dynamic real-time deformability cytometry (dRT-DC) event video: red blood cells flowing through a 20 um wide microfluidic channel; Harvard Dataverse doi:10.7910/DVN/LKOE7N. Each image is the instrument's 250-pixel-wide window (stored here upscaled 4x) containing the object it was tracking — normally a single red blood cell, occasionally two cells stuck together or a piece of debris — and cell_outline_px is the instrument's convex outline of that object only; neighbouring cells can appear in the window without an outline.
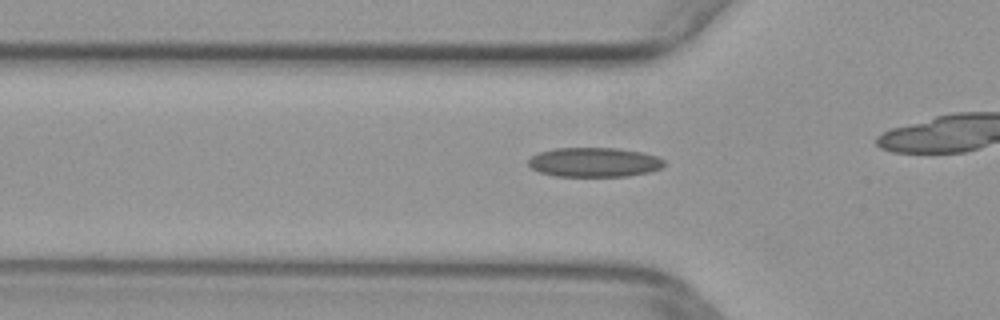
{"species": "common noctule bat (a hibernating species)", "species_latin": "Nyctalus noctula", "temperature_condition": "warm", "stored_images_in_passage": 26, "camera_frame_rate_fps": 3000, "um_per_image_px": 0.085, "animal": {"sex": "female", "body_mass_g": 29.2, "forearm_length_mm": 56.3}, "frame": {"image": 1, "passage_image": 3, "time_ms": 0.667, "image_size_px": [1000, 320], "cell_outline_px": [[664, 164], [660, 168], [648, 172], [628, 176], [556, 176], [540, 172], [532, 168], [528, 164], [528, 160], [532, 156], [540, 152], [556, 148], [620, 148], [640, 152], [656, 156], [664, 160]], "centroid_in_image_um": [50.5, 13.79], "position_along_channel_um": 75.3, "area_um2": 23.12}}
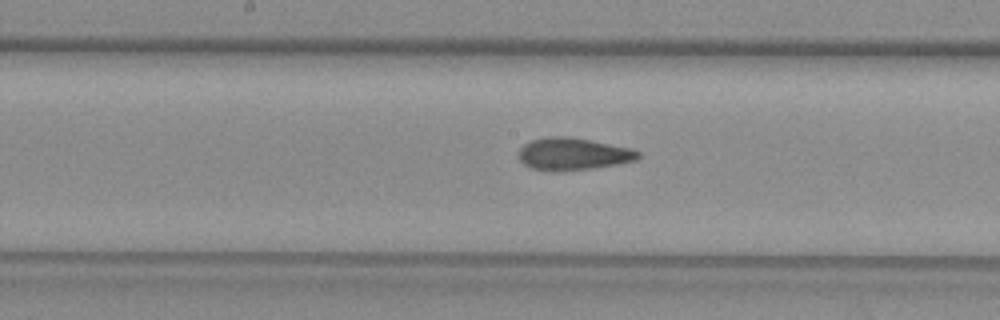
{"frame": {"image": 2, "passage_image": 12, "time_ms": 3.667, "image_size_px": [1000, 320], "cell_outline_px": [[640, 156], [636, 160], [616, 164], [592, 168], [532, 168], [524, 164], [520, 160], [520, 148], [528, 140], [544, 136], [568, 136], [632, 148], [640, 152]], "centroid_in_image_um": [48.73, 13.02], "position_along_channel_um": 199.5, "area_um2": 21.68}}
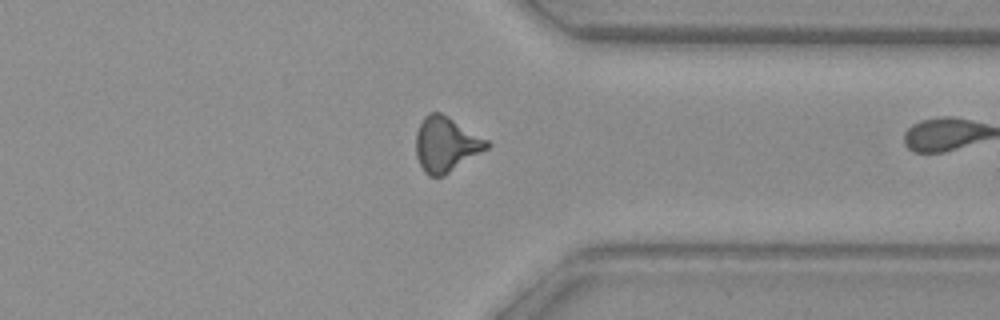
{"frame": {"image": 3, "passage_image": 25, "time_ms": 8.0, "image_size_px": [1000, 320], "cell_outline_px": [[492, 144], [488, 148], [444, 176], [428, 176], [424, 172], [416, 156], [416, 132], [424, 116], [428, 112], [440, 112], [448, 116], [488, 140]], "centroid_in_image_um": [37.9, 12.27], "position_along_channel_um": 373.5, "area_um2": 22.72}}